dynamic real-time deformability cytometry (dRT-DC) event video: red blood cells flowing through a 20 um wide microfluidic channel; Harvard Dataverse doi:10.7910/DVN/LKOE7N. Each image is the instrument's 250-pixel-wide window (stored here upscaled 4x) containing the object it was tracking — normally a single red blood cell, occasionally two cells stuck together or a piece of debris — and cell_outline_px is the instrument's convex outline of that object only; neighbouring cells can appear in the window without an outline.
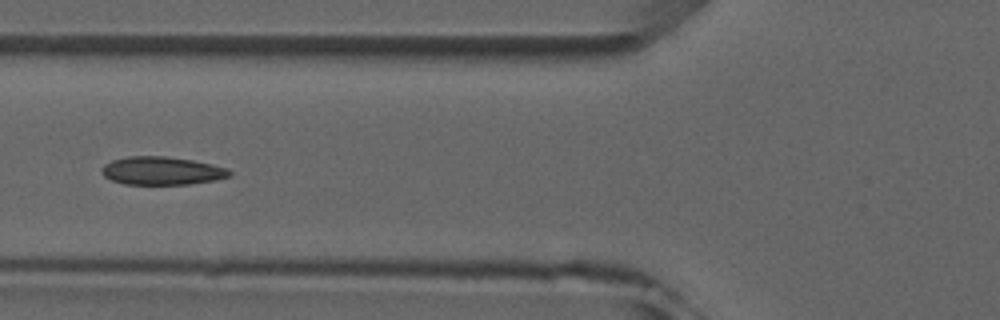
{"species": "common noctule bat (a hibernating species)", "species_latin": "Nyctalus noctula", "temperature_condition": "room temperature", "stored_images_in_passage": 6, "camera_frame_rate_fps": 3000, "um_per_image_px": 0.085, "animal": {"sex": "male", "forearm_length_mm": 52.5}, "frame": {"image": 1, "passage_image": 5, "time_ms": 5.667, "image_size_px": [1000, 320], "cell_outline_px": [[232, 176], [216, 180], [188, 184], [124, 184], [112, 180], [104, 176], [100, 172], [100, 168], [104, 164], [112, 160], [128, 156], [168, 156], [192, 160], [212, 164], [228, 168], [232, 172]], "centroid_in_image_um": [13.76, 14.51], "position_along_channel_um": 112.0, "area_um2": 21.15}}
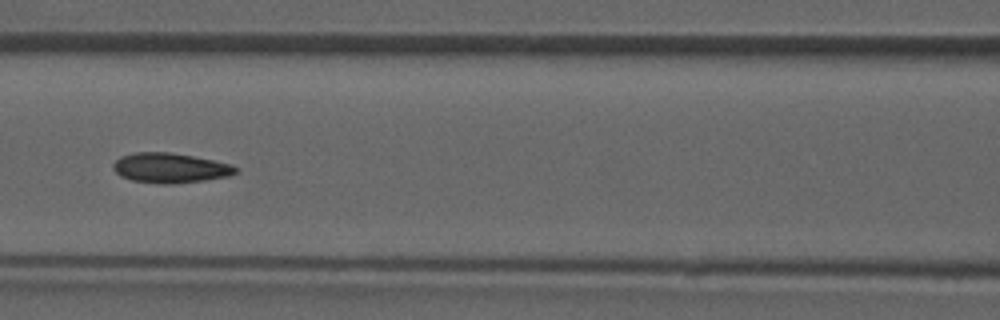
{"frame": {"image": 2, "passage_image": 6, "time_ms": 6.667, "image_size_px": [1000, 320], "cell_outline_px": [[236, 172], [228, 176], [204, 180], [172, 184], [164, 184], [132, 180], [120, 176], [112, 168], [112, 164], [120, 156], [136, 152], [168, 152], [192, 156], [232, 164], [236, 168]], "centroid_in_image_um": [14.42, 14.27], "position_along_channel_um": 152.2, "area_um2": 21.15}}